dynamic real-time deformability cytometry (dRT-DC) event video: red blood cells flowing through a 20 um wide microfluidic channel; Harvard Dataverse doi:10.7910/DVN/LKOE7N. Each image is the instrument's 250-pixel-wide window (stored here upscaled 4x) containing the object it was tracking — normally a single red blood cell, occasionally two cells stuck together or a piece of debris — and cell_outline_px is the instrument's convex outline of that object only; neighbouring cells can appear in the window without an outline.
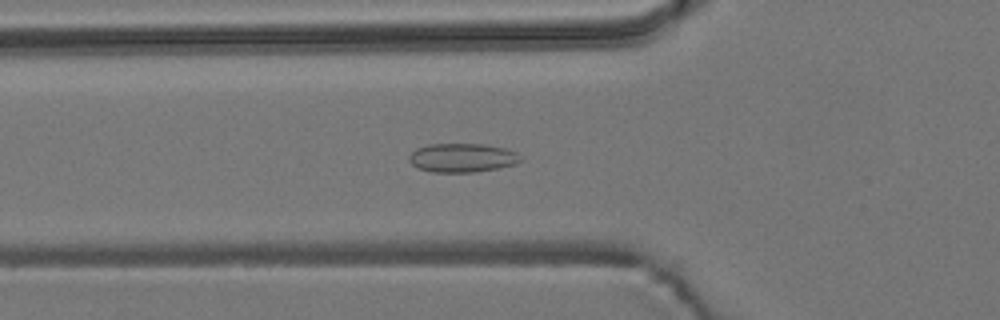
{"species": "common noctule bat (a hibernating species)", "species_latin": "Nyctalus noctula", "temperature_condition": "room temperature", "stored_images_in_passage": 38, "camera_frame_rate_fps": 3000, "um_per_image_px": 0.085, "animal": {"sex": "male", "body_mass_g": 19.2, "forearm_length_mm": 51.8}, "frame": {"image": 1, "passage_image": 2, "time_ms": 0.333, "image_size_px": [1000, 320], "cell_outline_px": [[520, 160], [516, 164], [476, 172], [432, 172], [420, 168], [412, 164], [408, 160], [408, 156], [416, 148], [428, 144], [484, 144], [504, 148], [516, 152], [520, 156]], "centroid_in_image_um": [39.26, 13.4], "position_along_channel_um": 86.5, "area_um2": 18.67}}
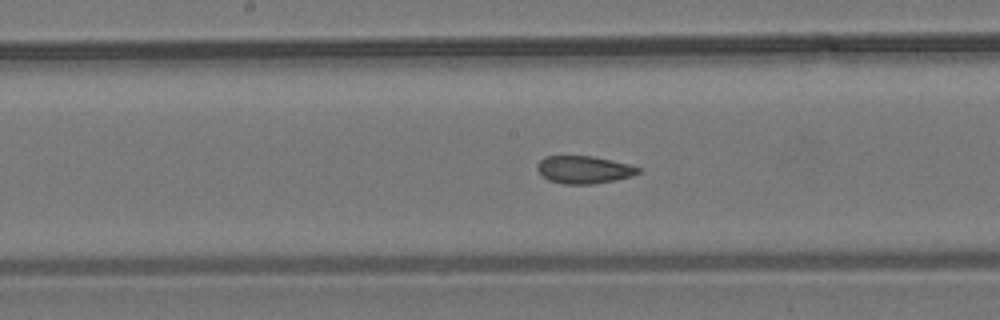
{"frame": {"image": 2, "passage_image": 11, "time_ms": 3.333, "image_size_px": [1000, 320], "cell_outline_px": [[640, 172], [632, 176], [616, 180], [592, 184], [564, 184], [548, 180], [536, 168], [536, 164], [544, 156], [592, 156], [628, 164], [640, 168]], "centroid_in_image_um": [49.62, 14.42], "position_along_channel_um": 198.6, "area_um2": 16.18}}
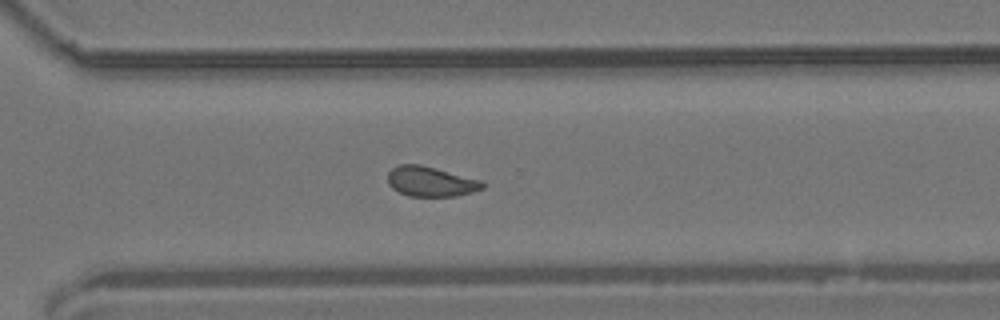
{"frame": {"image": 3, "passage_image": 22, "time_ms": 7.0, "image_size_px": [1000, 320], "cell_outline_px": [[488, 184], [484, 188], [472, 192], [456, 196], [408, 196], [392, 188], [388, 184], [388, 172], [392, 168], [400, 164], [420, 164], [484, 180]], "centroid_in_image_um": [36.66, 15.42], "position_along_channel_um": 333.9, "area_um2": 16.82}}